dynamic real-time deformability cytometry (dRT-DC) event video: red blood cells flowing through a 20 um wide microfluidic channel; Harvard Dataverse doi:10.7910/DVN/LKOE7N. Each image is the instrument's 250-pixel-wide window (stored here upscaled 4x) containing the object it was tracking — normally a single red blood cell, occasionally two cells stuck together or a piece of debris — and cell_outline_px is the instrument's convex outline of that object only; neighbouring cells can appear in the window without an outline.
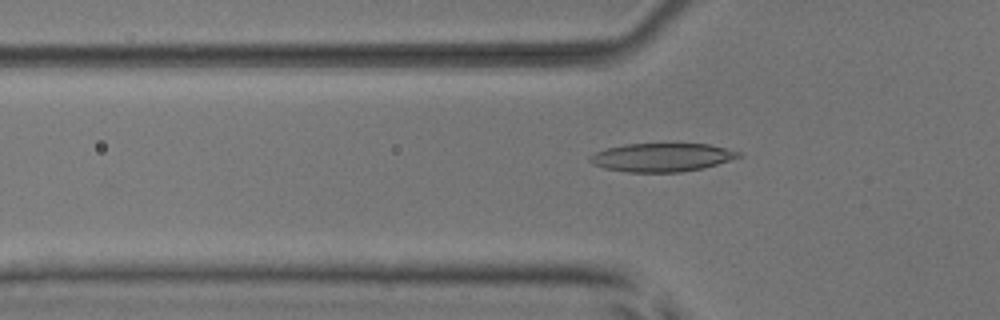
{"species": "common noctule bat (a hibernating species)", "species_latin": "Nyctalus noctula", "temperature_condition": "room temperature", "stored_images_in_passage": 53, "camera_frame_rate_fps": 3000, "um_per_image_px": 0.085, "animal": {"sex": "male", "body_mass_g": 17.9, "forearm_length_mm": 54.2}, "frame": {"image": 1, "passage_image": 18, "time_ms": 5.667, "image_size_px": [1000, 320], "cell_outline_px": [[744, 156], [704, 168], [680, 172], [628, 172], [604, 168], [592, 164], [588, 160], [588, 156], [596, 152], [608, 148], [624, 144], [708, 144], [740, 152]], "centroid_in_image_um": [56.25, 13.38], "position_along_channel_um": 69.6, "area_um2": 24.62}}
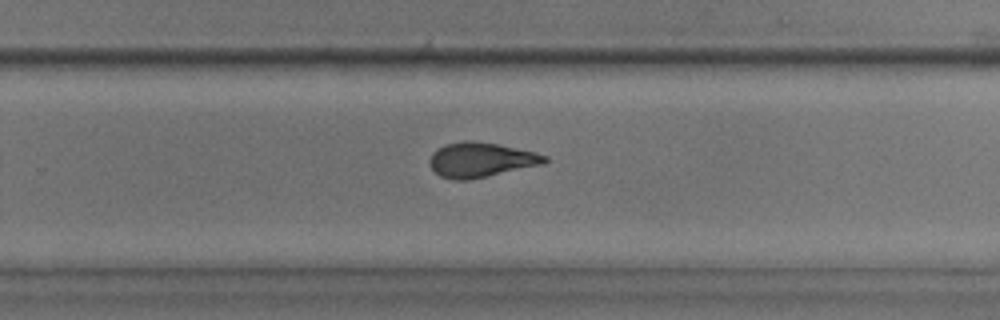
{"frame": {"image": 2, "passage_image": 35, "time_ms": 11.333, "image_size_px": [1000, 320], "cell_outline_px": [[548, 160], [544, 164], [468, 180], [452, 180], [440, 176], [432, 168], [428, 160], [432, 152], [436, 148], [444, 144], [464, 140], [468, 140], [496, 144], [536, 152], [548, 156]], "centroid_in_image_um": [40.85, 13.58], "position_along_channel_um": 289.0, "area_um2": 23.35}}
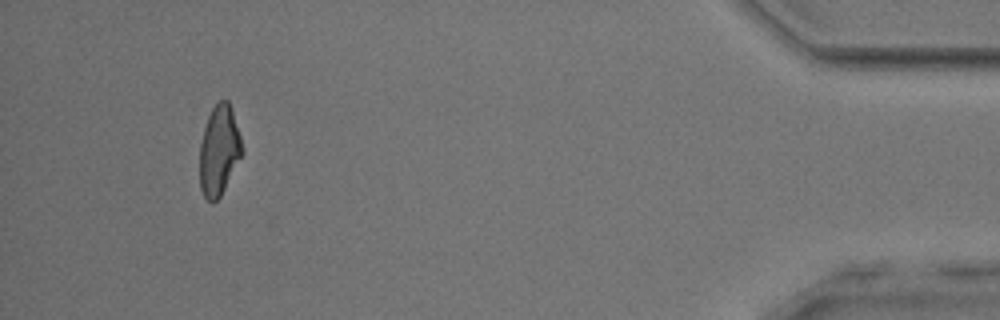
{"frame": {"image": 3, "passage_image": 50, "time_ms": 16.333, "image_size_px": [1000, 320], "cell_outline_px": [[244, 152], [220, 196], [212, 204], [204, 196], [200, 188], [200, 144], [204, 128], [208, 116], [212, 108], [220, 100], [228, 100], [232, 108], [244, 148]], "centroid_in_image_um": [18.63, 12.78], "position_along_channel_um": 416.6, "area_um2": 22.25}, "authors_computed_cell_mechanics": {"area_um2": 23.409, "velocity_mm_per_s": 3.8877, "shape_relaxation_time_tau1_ms": 6.6834, "shape_relaxation_time_tau2_ms": 2.0459, "deformation_change_tau1": 0.1897, "deformation_change_tau2": 0.0921}}